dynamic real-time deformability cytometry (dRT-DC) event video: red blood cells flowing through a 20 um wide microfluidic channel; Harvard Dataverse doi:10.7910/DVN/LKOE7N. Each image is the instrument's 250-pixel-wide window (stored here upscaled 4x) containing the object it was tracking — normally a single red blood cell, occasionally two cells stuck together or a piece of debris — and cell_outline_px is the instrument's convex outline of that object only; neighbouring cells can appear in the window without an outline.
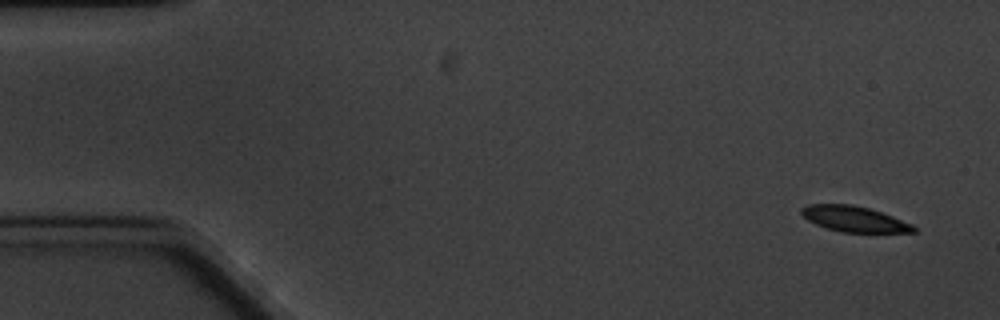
{"species": "common noctule bat (a hibernating species)", "species_latin": "Nyctalus noctula", "temperature_condition": "cold", "stored_images_in_passage": 4, "camera_frame_rate_fps": 3000, "um_per_image_px": 0.085, "animal": {"sex": "male", "body_mass_g": 20.1, "forearm_length_mm": 53.5}, "frame": {"image": 1, "passage_image": 1, "time_ms": 0.0, "image_size_px": [1000, 320], "cell_outline_px": [[916, 232], [840, 232], [816, 224], [808, 220], [800, 212], [800, 208], [808, 204], [852, 204], [868, 208], [892, 216], [912, 224], [916, 228]], "centroid_in_image_um": [72.59, 18.61], "position_along_channel_um": 12.4, "area_um2": 16.59}}
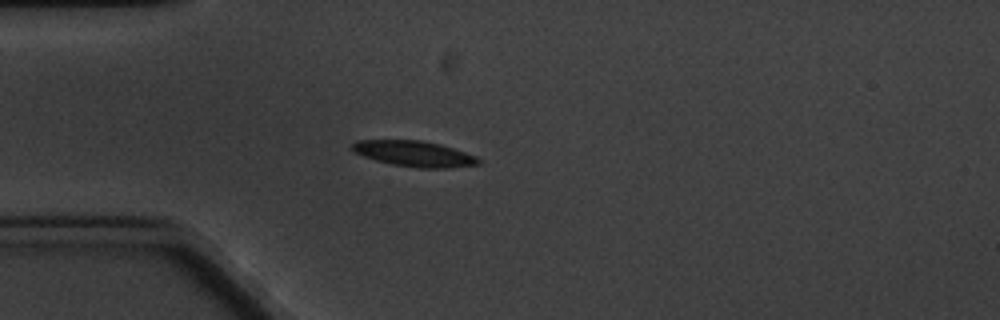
{"frame": {"image": 2, "passage_image": 4, "time_ms": 4.333, "image_size_px": [1000, 320], "cell_outline_px": [[480, 164], [448, 168], [420, 168], [392, 164], [376, 160], [352, 152], [348, 148], [356, 140], [420, 140], [440, 144], [476, 156], [480, 160]], "centroid_in_image_um": [35.16, 13.06], "position_along_channel_um": 49.8, "area_um2": 18.9}}